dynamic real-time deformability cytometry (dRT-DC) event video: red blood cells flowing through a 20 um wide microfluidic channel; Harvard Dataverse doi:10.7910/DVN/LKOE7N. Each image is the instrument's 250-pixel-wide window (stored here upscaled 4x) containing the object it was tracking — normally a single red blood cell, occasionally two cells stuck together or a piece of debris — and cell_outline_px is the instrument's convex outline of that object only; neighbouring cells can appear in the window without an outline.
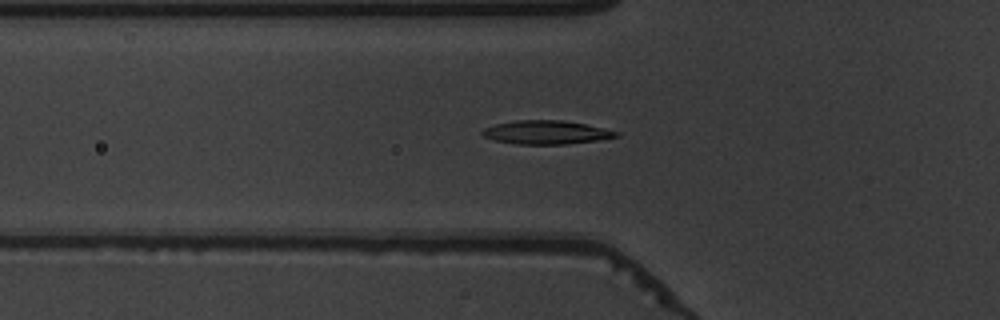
{"species": "common noctule bat (a hibernating species)", "species_latin": "Nyctalus noctula", "temperature_condition": "warm", "stored_images_in_passage": 37, "camera_frame_rate_fps": 3000, "um_per_image_px": 0.085, "animal": {"sex": "male", "body_mass_g": 19.5, "forearm_length_mm": 54.6}, "frame": {"image": 1, "passage_image": 3, "time_ms": 0.667, "image_size_px": [1000, 320], "cell_outline_px": [[620, 136], [596, 140], [568, 144], [516, 144], [496, 140], [484, 136], [480, 132], [484, 128], [496, 124], [516, 120], [564, 120], [604, 128], [620, 132]], "centroid_in_image_um": [46.44, 11.24], "position_along_channel_um": 79.4, "area_um2": 18.32}}
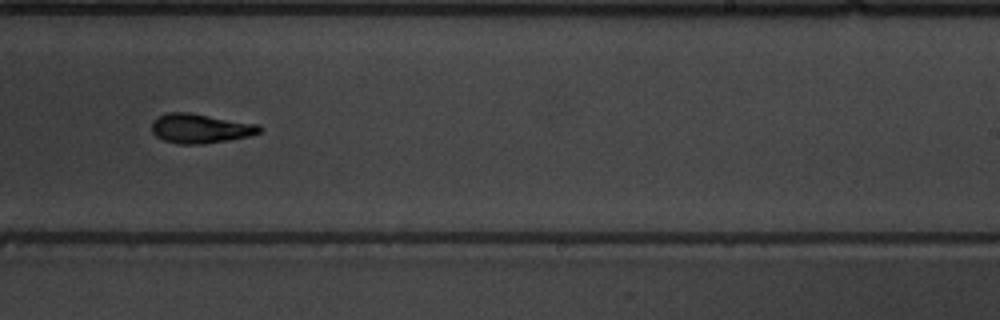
{"frame": {"image": 2, "passage_image": 18, "time_ms": 5.667, "image_size_px": [1000, 320], "cell_outline_px": [[264, 128], [260, 132], [248, 136], [228, 140], [204, 144], [176, 144], [164, 140], [156, 136], [152, 132], [152, 120], [168, 112], [188, 112], [260, 124]], "centroid_in_image_um": [17.04, 10.92], "position_along_channel_um": 272.0, "area_um2": 18.61}}
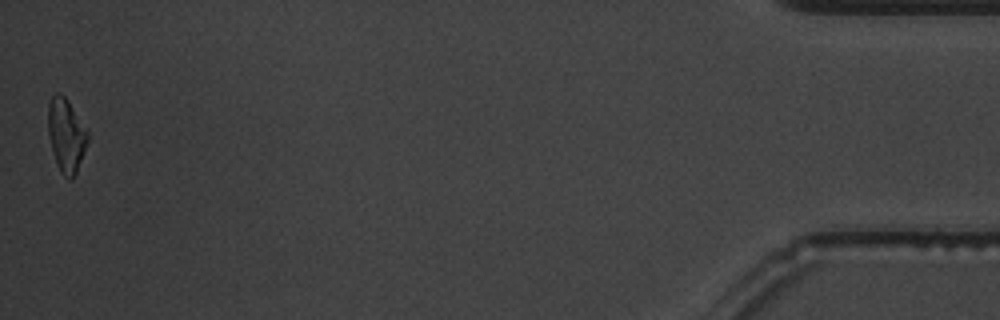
{"frame": {"image": 3, "passage_image": 37, "time_ms": 12.0, "image_size_px": [1000, 320], "cell_outline_px": [[88, 140], [76, 172], [72, 180], [68, 180], [60, 172], [52, 148], [48, 132], [48, 104], [52, 96], [56, 92], [60, 92], [68, 100], [88, 128]], "centroid_in_image_um": [5.64, 11.45], "position_along_channel_um": 429.6, "area_um2": 16.99}, "authors_computed_cell_mechanics": {"area_um2": 18.1492, "velocity_mm_per_s": 3.8551, "shape_relaxation_time_tau1_ms": 5.6836, "shape_relaxation_time_tau2_ms": 3.3363, "deformation_change_tau1": 0.1751, "deformation_change_tau2": 0.101}}